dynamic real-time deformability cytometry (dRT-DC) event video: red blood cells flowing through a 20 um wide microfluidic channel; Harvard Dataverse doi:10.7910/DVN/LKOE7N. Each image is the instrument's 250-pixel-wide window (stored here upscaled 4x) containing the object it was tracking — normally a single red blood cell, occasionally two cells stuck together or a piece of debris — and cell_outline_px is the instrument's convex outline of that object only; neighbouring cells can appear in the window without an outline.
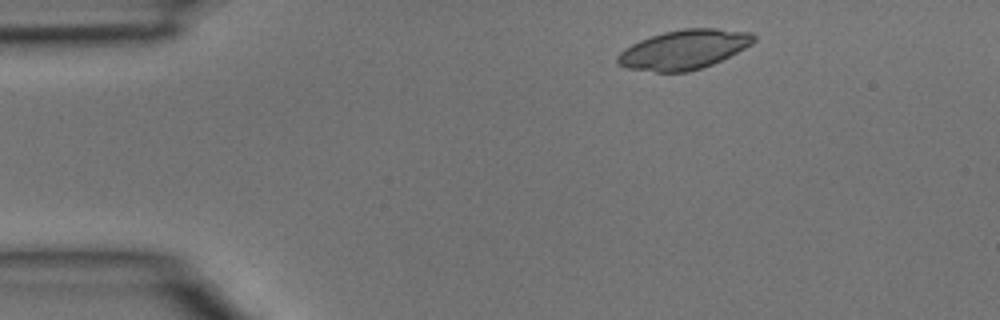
{"species": "common noctule bat (a hibernating species)", "species_latin": "Nyctalus noctula", "temperature_condition": "room temperature", "stored_images_in_passage": 3, "camera_frame_rate_fps": 3000, "um_per_image_px": 0.085, "animal": {"sex": "male", "body_mass_g": 15.6}, "frame": {"image": 1, "passage_image": 1, "time_ms": 0.0, "image_size_px": [1000, 320], "cell_outline_px": [[756, 40], [752, 44], [712, 64], [688, 72], [656, 72], [628, 68], [616, 64], [616, 56], [624, 48], [640, 40], [664, 32], [684, 28], [716, 28], [752, 32], [756, 36]], "centroid_in_image_um": [58.12, 4.2], "position_along_channel_um": 26.9, "area_um2": 31.21}}